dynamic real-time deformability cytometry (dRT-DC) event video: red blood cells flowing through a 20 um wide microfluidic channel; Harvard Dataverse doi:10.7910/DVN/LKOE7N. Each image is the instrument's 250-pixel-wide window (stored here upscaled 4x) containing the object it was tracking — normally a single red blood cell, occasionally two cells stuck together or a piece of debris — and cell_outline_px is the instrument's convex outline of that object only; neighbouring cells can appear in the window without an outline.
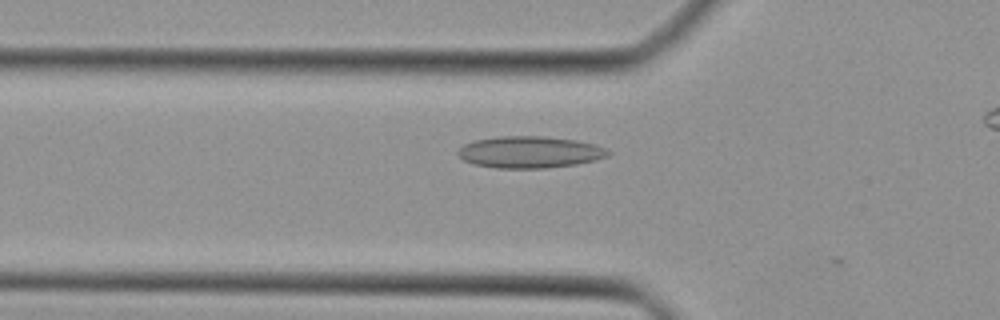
{"species": "Egyptian fruit bat (a non-hibernating species)", "species_latin": "Rousettus aegyptiacus", "temperature_condition": "cold", "stored_images_in_passage": 6, "camera_frame_rate_fps": 3000, "um_per_image_px": 0.085, "animal": {"sex": "female"}, "frame": {"image": 1, "passage_image": 2, "time_ms": 0.333, "image_size_px": [1000, 320], "cell_outline_px": [[612, 152], [608, 156], [596, 160], [576, 164], [548, 168], [496, 168], [472, 164], [464, 160], [456, 152], [464, 144], [472, 140], [496, 136], [544, 136], [576, 140], [596, 144]], "centroid_in_image_um": [45.02, 12.92], "position_along_channel_um": 80.8, "area_um2": 28.03}}
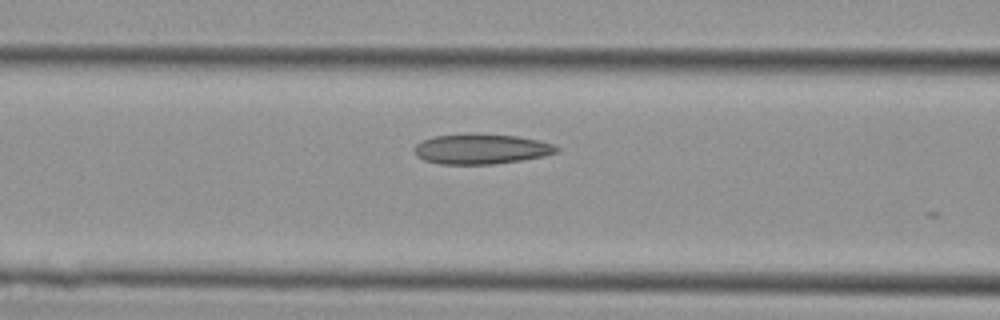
{"frame": {"image": 2, "passage_image": 5, "time_ms": 1.333, "image_size_px": [1000, 320], "cell_outline_px": [[560, 152], [544, 156], [520, 160], [492, 164], [440, 164], [424, 160], [416, 156], [412, 148], [420, 140], [432, 136], [472, 132], [516, 136], [536, 140], [552, 144], [560, 148]], "centroid_in_image_um": [40.84, 12.64], "position_along_channel_um": 125.8, "area_um2": 25.43}}